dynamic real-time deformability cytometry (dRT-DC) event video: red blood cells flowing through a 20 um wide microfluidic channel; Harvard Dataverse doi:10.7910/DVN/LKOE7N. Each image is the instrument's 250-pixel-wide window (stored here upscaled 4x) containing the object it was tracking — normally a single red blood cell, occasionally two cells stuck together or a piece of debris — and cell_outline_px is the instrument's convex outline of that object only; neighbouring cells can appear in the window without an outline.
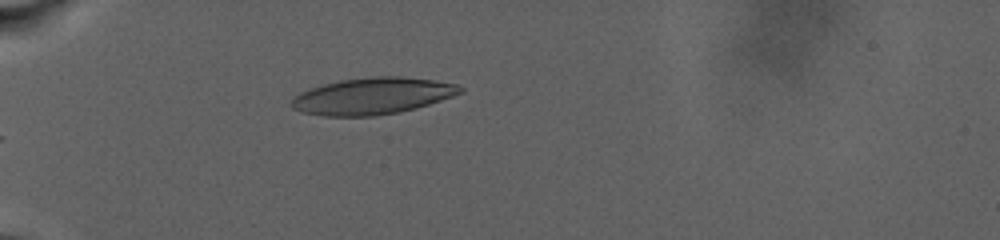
{"species": "human", "species_latin": "Homo sapiens", "temperature_condition": "warm", "stored_images_in_passage": 22, "camera_frame_rate_fps": 3000, "um_per_image_px": 0.085, "donor": {"sex": "male"}, "frame": {"image": 1, "passage_image": 3, "time_ms": 0.333, "image_size_px": [1000, 240], "cell_outline_px": [[464, 92], [416, 108], [400, 112], [372, 116], [324, 116], [300, 112], [292, 108], [288, 104], [300, 92], [324, 84], [340, 80], [372, 76], [400, 76], [436, 80], [460, 84], [464, 88]], "centroid_in_image_um": [31.68, 8.16], "position_along_channel_um": 53.3, "area_um2": 36.24}}
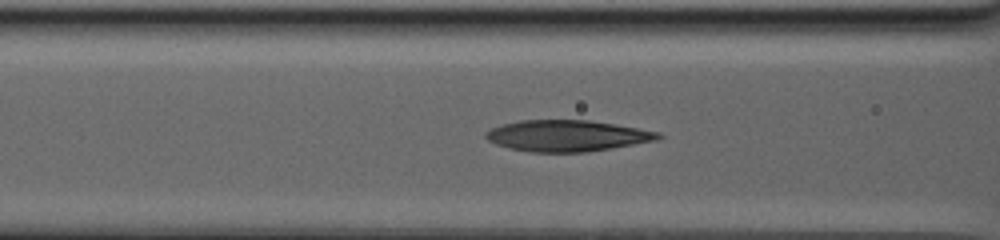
{"frame": {"image": 2, "passage_image": 8, "time_ms": 1.333, "image_size_px": [1000, 240], "cell_outline_px": [[664, 136], [656, 140], [588, 152], [532, 152], [508, 148], [496, 144], [488, 140], [484, 136], [484, 132], [492, 128], [504, 124], [520, 120], [588, 120], [660, 132]], "centroid_in_image_um": [48.17, 11.54], "position_along_channel_um": 118.4, "area_um2": 31.15}}
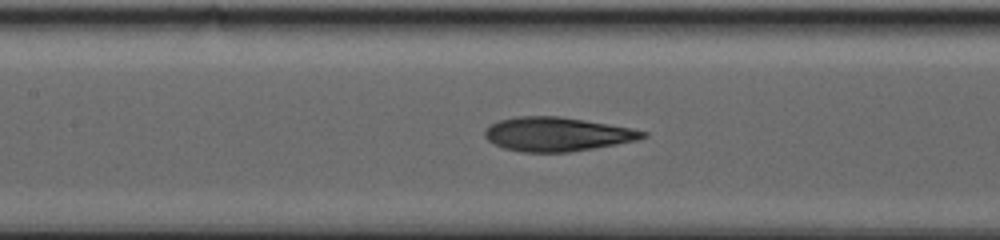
{"frame": {"image": 3, "passage_image": 16, "time_ms": 3.0, "image_size_px": [1000, 240], "cell_outline_px": [[648, 136], [636, 140], [616, 144], [568, 152], [520, 152], [504, 148], [492, 144], [484, 136], [484, 128], [488, 124], [500, 120], [516, 116], [560, 116], [632, 128], [648, 132]], "centroid_in_image_um": [47.3, 11.4], "position_along_channel_um": 160.1, "area_um2": 31.39}}